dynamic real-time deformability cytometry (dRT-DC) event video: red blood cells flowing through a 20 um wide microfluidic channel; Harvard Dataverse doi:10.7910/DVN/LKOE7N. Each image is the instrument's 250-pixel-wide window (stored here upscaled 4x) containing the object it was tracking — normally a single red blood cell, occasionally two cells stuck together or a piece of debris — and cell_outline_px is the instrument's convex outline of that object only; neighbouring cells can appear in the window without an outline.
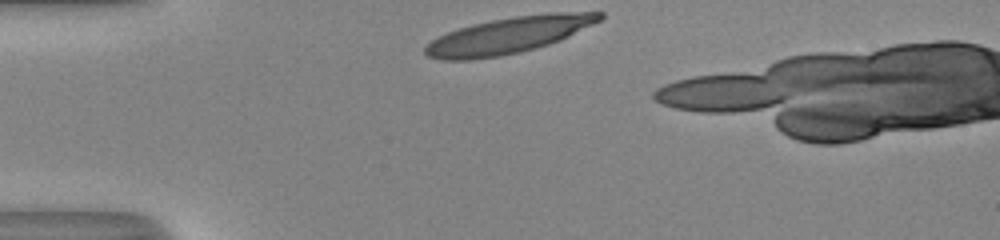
{"species": "human", "species_latin": "Homo sapiens", "temperature_condition": "room temperature", "stored_images_in_passage": 29, "camera_frame_rate_fps": 3000, "um_per_image_px": 0.085, "donor": {"sex": "male"}, "frame": {"image": 1, "passage_image": 1, "time_ms": 0.0, "image_size_px": [1000, 240], "cell_outline_px": [[604, 16], [600, 20], [560, 40], [536, 48], [520, 52], [500, 56], [472, 60], [440, 60], [428, 56], [424, 52], [424, 48], [432, 40], [448, 32], [472, 24], [492, 20], [516, 16], [548, 12], [604, 12]], "centroid_in_image_um": [43.23, 3.0], "position_along_channel_um": 41.8, "area_um2": 36.65}}
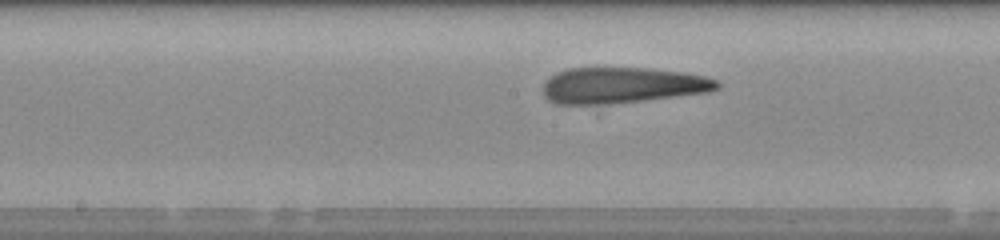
{"frame": {"image": 2, "passage_image": 15, "time_ms": 4.667, "image_size_px": [1000, 240], "cell_outline_px": [[720, 88], [708, 92], [644, 100], [592, 104], [560, 104], [548, 100], [544, 96], [544, 80], [556, 72], [568, 68], [644, 68], [680, 72], [704, 76], [716, 80], [720, 84]], "centroid_in_image_um": [52.86, 7.24], "position_along_channel_um": 195.3, "area_um2": 36.07}}
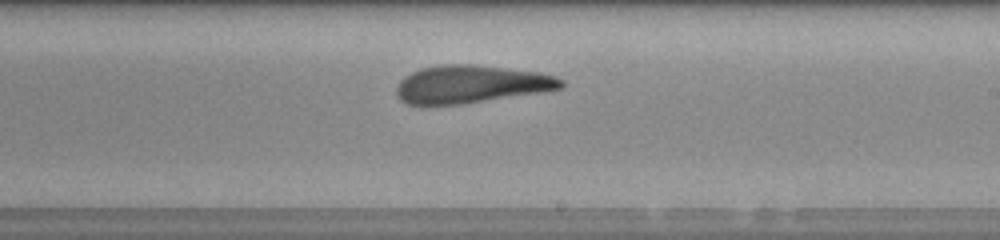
{"frame": {"image": 3, "passage_image": 19, "time_ms": 6.0, "image_size_px": [1000, 240], "cell_outline_px": [[564, 84], [560, 88], [540, 92], [460, 104], [408, 104], [400, 100], [396, 92], [396, 88], [400, 80], [404, 76], [420, 68], [440, 64], [472, 64], [540, 72], [556, 76], [564, 80]], "centroid_in_image_um": [40.02, 7.14], "position_along_channel_um": 249.0, "area_um2": 36.07}, "authors_computed_cell_mechanics": {"area_um2": 36.7608, "velocity_mm_per_s": 4.0372, "shape_relaxation_time_tau1_ms": 4.8975, "shape_relaxation_time_tau2_ms": 1.7072, "deformation_change_tau1": 0.2225, "deformation_change_tau2": 0.1211}}